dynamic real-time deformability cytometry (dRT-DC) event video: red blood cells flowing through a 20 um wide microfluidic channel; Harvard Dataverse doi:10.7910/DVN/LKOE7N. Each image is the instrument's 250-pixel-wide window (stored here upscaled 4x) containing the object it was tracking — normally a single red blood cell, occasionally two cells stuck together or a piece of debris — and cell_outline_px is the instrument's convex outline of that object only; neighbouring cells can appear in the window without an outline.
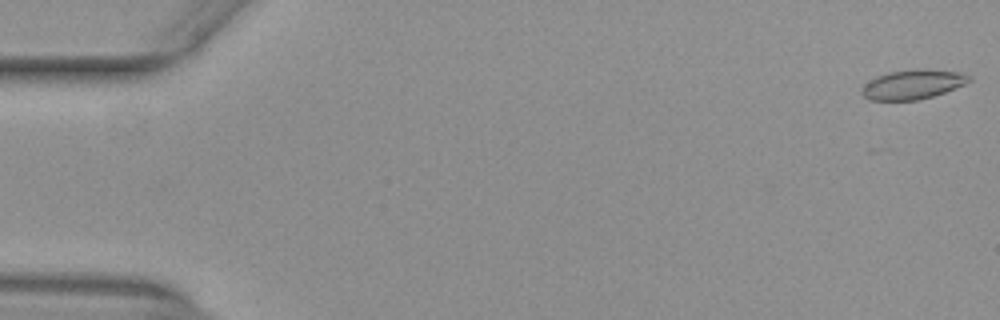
{"species": "common noctule bat (a hibernating species)", "species_latin": "Nyctalus noctula", "temperature_condition": "warm", "stored_images_in_passage": 11, "camera_frame_rate_fps": 3000, "um_per_image_px": 0.085, "animal": {"sex": "female", "body_mass_g": 29.2, "forearm_length_mm": 56.3}, "frame": {"image": 1, "passage_image": 1, "time_ms": 0.0, "image_size_px": [1000, 320], "cell_outline_px": [[972, 80], [964, 84], [944, 92], [932, 96], [916, 100], [868, 100], [860, 92], [860, 88], [864, 84], [876, 76], [888, 72], [916, 68], [924, 68], [960, 72], [972, 76]], "centroid_in_image_um": [77.56, 7.16], "position_along_channel_um": 7.4, "area_um2": 18.61}}